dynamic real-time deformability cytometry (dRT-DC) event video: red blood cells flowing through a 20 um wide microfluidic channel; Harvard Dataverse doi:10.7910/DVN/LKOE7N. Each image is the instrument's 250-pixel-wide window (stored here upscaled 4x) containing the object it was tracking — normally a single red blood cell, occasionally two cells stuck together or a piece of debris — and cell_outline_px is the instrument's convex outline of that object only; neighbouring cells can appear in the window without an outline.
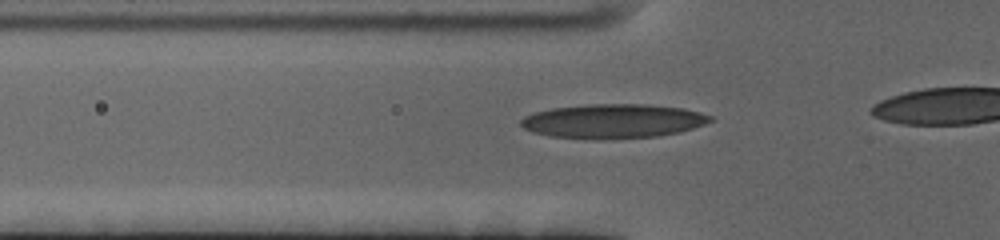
{"species": "human", "species_latin": "Homo sapiens", "temperature_condition": "cold", "stored_images_in_passage": 22, "camera_frame_rate_fps": 3000, "um_per_image_px": 0.085, "donor": {"sex": "female"}, "frame": {"image": 1, "passage_image": 8, "time_ms": 2.333, "image_size_px": [1000, 240], "cell_outline_px": [[712, 120], [704, 124], [680, 132], [656, 136], [548, 136], [532, 132], [524, 128], [520, 124], [520, 120], [524, 116], [536, 112], [552, 108], [588, 104], [644, 104], [684, 108], [700, 112], [712, 116]], "centroid_in_image_um": [52.13, 10.24], "position_along_channel_um": 73.7, "area_um2": 36.36}}
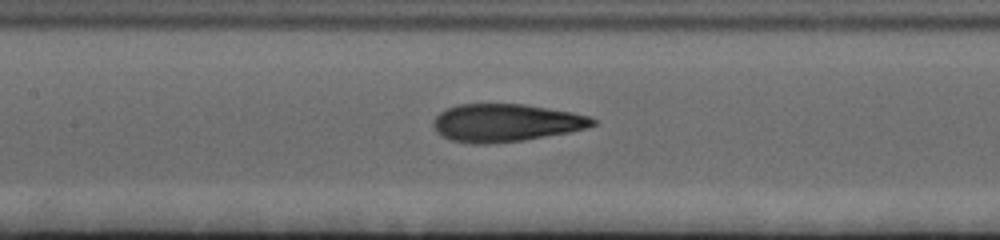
{"frame": {"image": 2, "passage_image": 16, "time_ms": 5.0, "image_size_px": [1000, 240], "cell_outline_px": [[596, 124], [588, 128], [568, 132], [524, 140], [484, 144], [472, 144], [452, 140], [440, 136], [436, 132], [432, 124], [432, 120], [440, 112], [448, 108], [460, 104], [524, 104], [572, 112], [588, 116], [596, 120]], "centroid_in_image_um": [42.97, 10.44], "position_along_channel_um": 164.4, "area_um2": 35.08}}
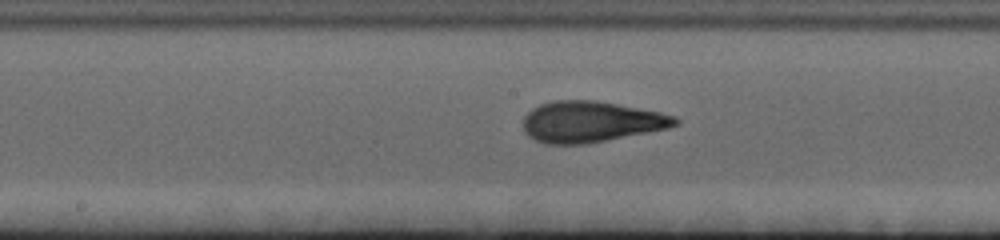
{"frame": {"image": 3, "passage_image": 19, "time_ms": 6.0, "image_size_px": [1000, 240], "cell_outline_px": [[680, 124], [668, 128], [584, 144], [544, 144], [528, 136], [524, 132], [524, 116], [532, 108], [540, 104], [552, 100], [596, 100], [660, 112], [676, 116], [680, 120]], "centroid_in_image_um": [50.22, 10.34], "position_along_channel_um": 198.0, "area_um2": 36.3}}